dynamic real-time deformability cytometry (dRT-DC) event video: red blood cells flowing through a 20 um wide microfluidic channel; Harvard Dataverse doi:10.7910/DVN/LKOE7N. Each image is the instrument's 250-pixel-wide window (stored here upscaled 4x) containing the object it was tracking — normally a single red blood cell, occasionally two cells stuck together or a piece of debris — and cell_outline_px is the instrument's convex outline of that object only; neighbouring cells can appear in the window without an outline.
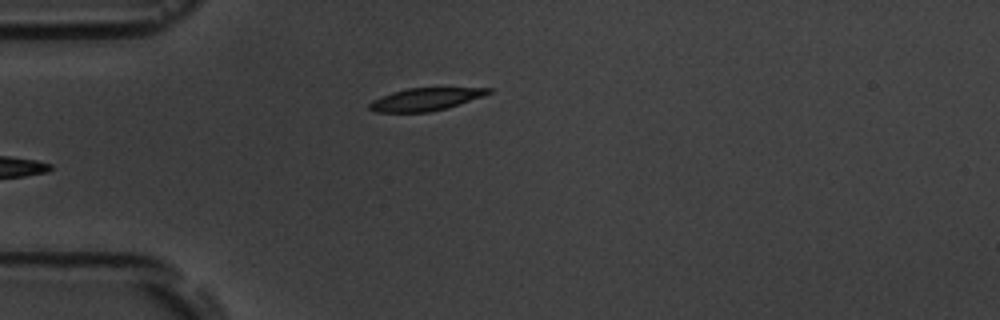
{"species": "common noctule bat (a hibernating species)", "species_latin": "Nyctalus noctula", "temperature_condition": "room temperature", "stored_images_in_passage": 6, "camera_frame_rate_fps": 3000, "um_per_image_px": 0.085, "animal": {"sex": "male", "body_mass_g": 19.5, "forearm_length_mm": 54.6}, "frame": {"image": 1, "passage_image": 6, "time_ms": 5.667, "image_size_px": [1000, 320], "cell_outline_px": [[496, 88], [492, 92], [484, 96], [448, 108], [428, 112], [372, 112], [368, 108], [368, 104], [372, 100], [392, 92], [408, 88]], "centroid_in_image_um": [36.17, 8.44], "position_along_channel_um": 48.8, "area_um2": 15.78}}